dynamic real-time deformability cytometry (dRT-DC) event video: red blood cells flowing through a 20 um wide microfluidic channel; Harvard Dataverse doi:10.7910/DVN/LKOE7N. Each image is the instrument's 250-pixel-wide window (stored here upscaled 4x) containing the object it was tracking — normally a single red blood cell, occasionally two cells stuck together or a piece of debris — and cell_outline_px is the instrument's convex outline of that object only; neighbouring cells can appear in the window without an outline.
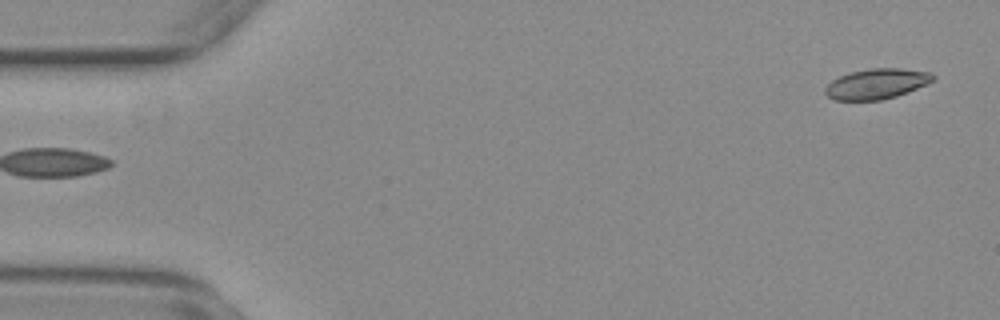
{"species": "common noctule bat (a hibernating species)", "species_latin": "Nyctalus noctula", "temperature_condition": "warm", "stored_images_in_passage": 48, "camera_frame_rate_fps": 3000, "um_per_image_px": 0.085, "animal": {"sex": "female", "body_mass_g": 29.2, "forearm_length_mm": 56.3}, "frame": {"image": 1, "passage_image": 1, "time_ms": 0.0, "image_size_px": [1000, 320], "cell_outline_px": [[936, 80], [928, 84], [896, 96], [880, 100], [836, 100], [828, 96], [824, 92], [824, 88], [832, 80], [848, 72], [868, 68], [900, 68], [932, 72], [936, 76]], "centroid_in_image_um": [74.55, 7.11], "position_along_channel_um": 10.5, "area_um2": 19.25}}
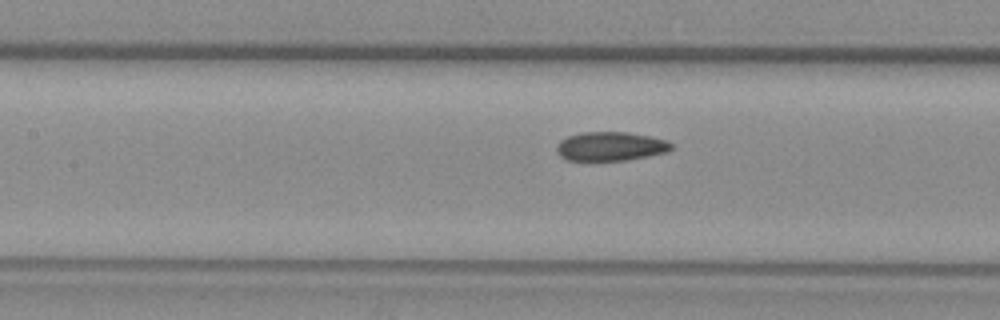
{"frame": {"image": 2, "passage_image": 23, "time_ms": 7.333, "image_size_px": [1000, 320], "cell_outline_px": [[672, 148], [668, 152], [628, 160], [564, 160], [556, 152], [556, 144], [560, 140], [568, 136], [580, 132], [628, 132], [652, 136], [668, 140], [672, 144]], "centroid_in_image_um": [51.89, 12.43], "position_along_channel_um": 155.5, "area_um2": 19.65}}
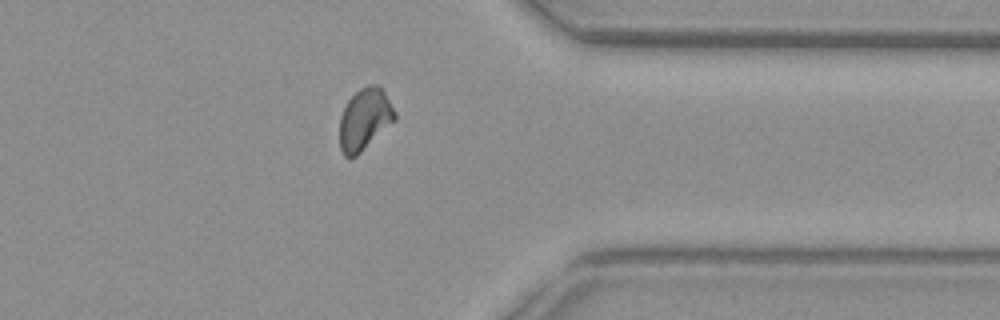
{"frame": {"image": 3, "passage_image": 42, "time_ms": 13.667, "image_size_px": [1000, 320], "cell_outline_px": [[396, 120], [356, 156], [344, 156], [340, 148], [340, 116], [348, 100], [360, 88], [368, 84], [380, 84], [396, 112]], "centroid_in_image_um": [31.01, 10.1], "position_along_channel_um": 380.4, "area_um2": 19.83}, "authors_computed_cell_mechanics": {"area_um2": 19.7387, "velocity_mm_per_s": 3.7319, "shape_relaxation_time_tau1_ms": null, "shape_relaxation_time_tau2_ms": 1.9739, "deformation_change_tau1": null, "deformation_change_tau2": 0.0507}}